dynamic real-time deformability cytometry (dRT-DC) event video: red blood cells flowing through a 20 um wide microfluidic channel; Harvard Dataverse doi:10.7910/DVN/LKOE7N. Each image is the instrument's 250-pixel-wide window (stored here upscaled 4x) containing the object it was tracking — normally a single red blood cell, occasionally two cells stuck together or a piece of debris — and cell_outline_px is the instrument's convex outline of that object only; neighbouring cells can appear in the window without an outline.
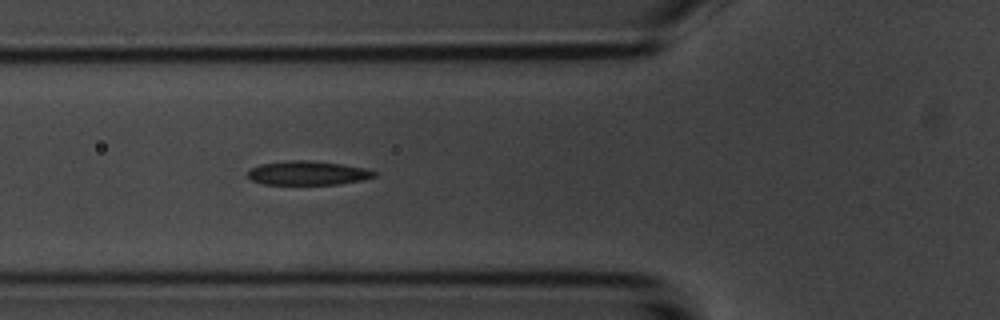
{"species": "common noctule bat (a hibernating species)", "species_latin": "Nyctalus noctula", "temperature_condition": "room temperature", "stored_images_in_passage": 5, "camera_frame_rate_fps": 3000, "um_per_image_px": 0.085, "animal": {"sex": "male", "body_mass_g": 20.1, "forearm_length_mm": 53.5}, "frame": {"image": 1, "passage_image": 5, "time_ms": 4.667, "image_size_px": [1000, 320], "cell_outline_px": [[376, 176], [360, 180], [340, 184], [264, 184], [252, 180], [248, 176], [248, 172], [252, 168], [260, 164], [288, 160], [312, 160], [368, 168], [376, 172]], "centroid_in_image_um": [26.18, 14.7], "position_along_channel_um": 99.6, "area_um2": 17.63}}